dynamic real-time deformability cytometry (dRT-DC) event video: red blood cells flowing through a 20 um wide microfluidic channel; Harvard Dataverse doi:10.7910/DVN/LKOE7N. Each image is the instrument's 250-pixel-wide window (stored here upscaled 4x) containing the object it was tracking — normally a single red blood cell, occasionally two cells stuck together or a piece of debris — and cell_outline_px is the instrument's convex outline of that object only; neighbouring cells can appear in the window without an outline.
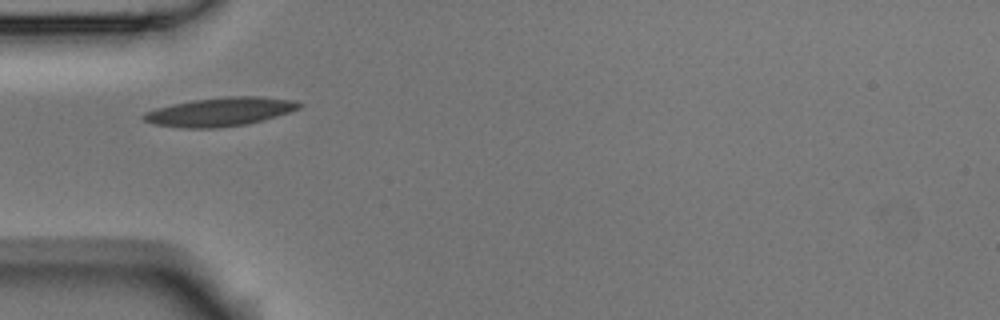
{"species": "Egyptian fruit bat (a non-hibernating species)", "species_latin": "Rousettus aegyptiacus", "temperature_condition": "room temperature", "stored_images_in_passage": 7, "camera_frame_rate_fps": 3000, "um_per_image_px": 0.085, "animal": {"sex": "male"}, "frame": {"image": 1, "passage_image": 1, "time_ms": 0.0, "image_size_px": [1000, 320], "cell_outline_px": [[304, 104], [300, 108], [264, 120], [248, 124], [220, 128], [184, 128], [152, 124], [144, 120], [140, 116], [144, 112], [156, 108], [172, 104], [192, 100], [228, 96], [260, 96], [296, 100]], "centroid_in_image_um": [18.71, 9.5], "position_along_channel_um": 66.3, "area_um2": 26.3}}
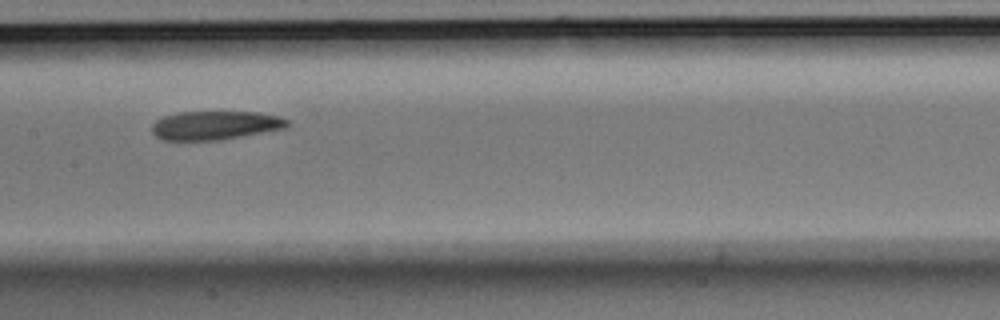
{"frame": {"image": 2, "passage_image": 4, "time_ms": 1.0, "image_size_px": [1000, 320], "cell_outline_px": [[288, 124], [284, 128], [264, 132], [220, 140], [164, 140], [156, 136], [152, 132], [152, 124], [156, 120], [164, 116], [180, 112], [260, 112], [280, 116], [288, 120]], "centroid_in_image_um": [18.28, 10.65], "position_along_channel_um": 189.1, "area_um2": 22.6}}
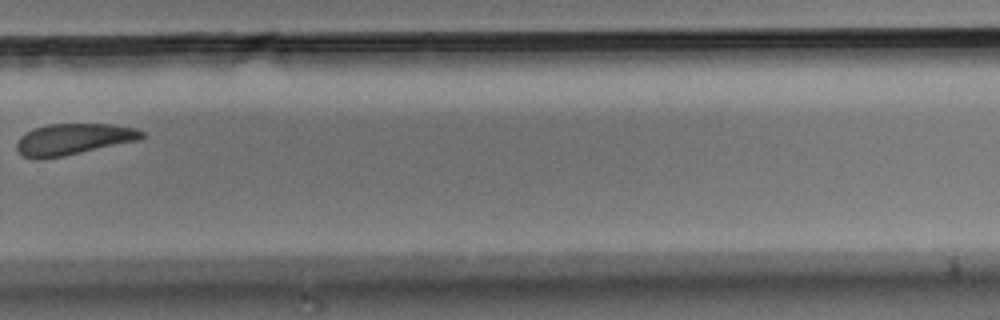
{"frame": {"image": 3, "passage_image": 7, "time_ms": 2.0, "image_size_px": [1000, 320], "cell_outline_px": [[144, 136], [140, 140], [64, 156], [40, 160], [36, 160], [24, 156], [16, 148], [16, 144], [20, 136], [24, 132], [32, 128], [48, 124], [112, 124], [136, 128], [144, 132]], "centroid_in_image_um": [6.22, 11.83], "position_along_channel_um": 323.6, "area_um2": 23.06}}